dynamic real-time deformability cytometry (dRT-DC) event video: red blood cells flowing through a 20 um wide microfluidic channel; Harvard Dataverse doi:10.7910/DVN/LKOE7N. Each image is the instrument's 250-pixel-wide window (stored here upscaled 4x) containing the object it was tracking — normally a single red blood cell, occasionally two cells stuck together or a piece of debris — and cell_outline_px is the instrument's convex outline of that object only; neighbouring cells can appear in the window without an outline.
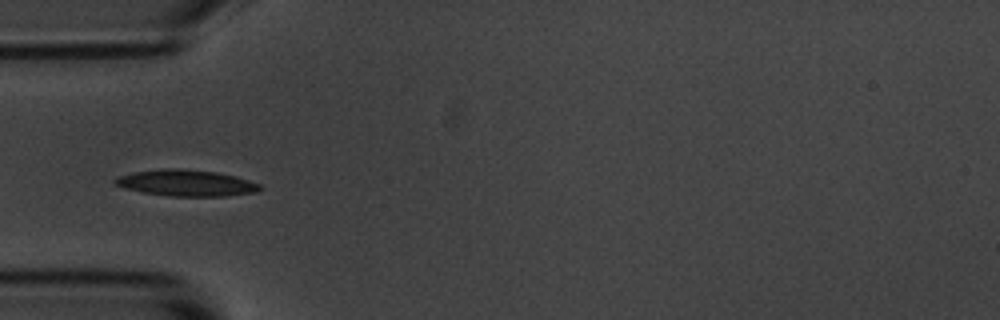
{"species": "common noctule bat (a hibernating species)", "species_latin": "Nyctalus noctula", "temperature_condition": "room temperature", "stored_images_in_passage": 11, "camera_frame_rate_fps": 3000, "um_per_image_px": 0.085, "animal": {"sex": "male", "body_mass_g": 20.1, "forearm_length_mm": 53.5}, "frame": {"image": 1, "passage_image": 1, "time_ms": 0.0, "image_size_px": [1000, 320], "cell_outline_px": [[264, 188], [256, 192], [228, 196], [168, 196], [144, 192], [124, 188], [116, 184], [112, 180], [116, 176], [136, 172], [164, 168], [180, 168], [216, 172], [236, 176], [260, 184]], "centroid_in_image_um": [15.85, 15.55], "position_along_channel_um": 69.2, "area_um2": 22.25}}
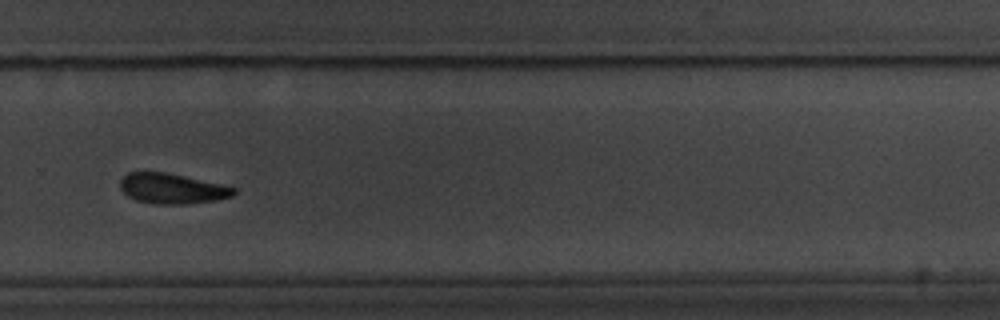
{"frame": {"image": 2, "passage_image": 7, "time_ms": 6.667, "image_size_px": [1000, 320], "cell_outline_px": [[236, 192], [232, 196], [212, 200], [188, 204], [156, 204], [136, 200], [128, 196], [120, 188], [120, 180], [128, 172], [164, 172], [224, 184], [236, 188]], "centroid_in_image_um": [14.62, 16.02], "position_along_channel_um": 315.2, "area_um2": 19.94}}
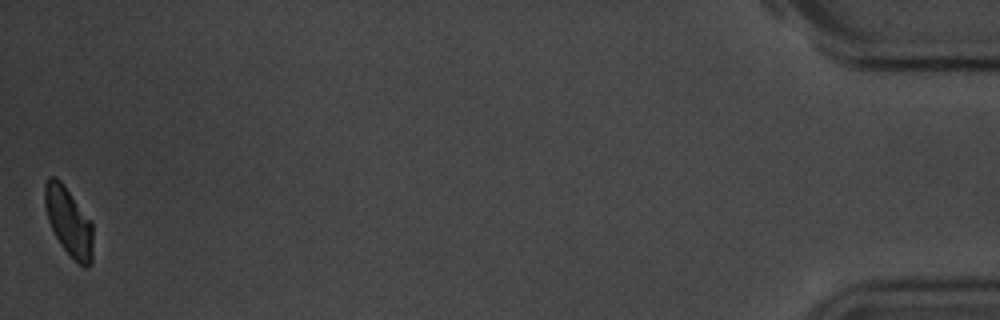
{"frame": {"image": 3, "passage_image": 11, "time_ms": 12.333, "image_size_px": [1000, 320], "cell_outline_px": [[92, 264], [88, 268], [84, 268], [60, 244], [48, 220], [44, 204], [44, 184], [48, 176], [56, 176], [64, 184], [92, 224]], "centroid_in_image_um": [5.82, 18.81], "position_along_channel_um": 429.4, "area_um2": 19.02}, "authors_computed_cell_mechanics": {"area_um2": 21.2126, "velocity_mm_per_s": 3.6779, "shape_relaxation_time_tau1_ms": 2.4724, "shape_relaxation_time_tau2_ms": null, "deformation_change_tau1": 0.0703, "deformation_change_tau2": null}}